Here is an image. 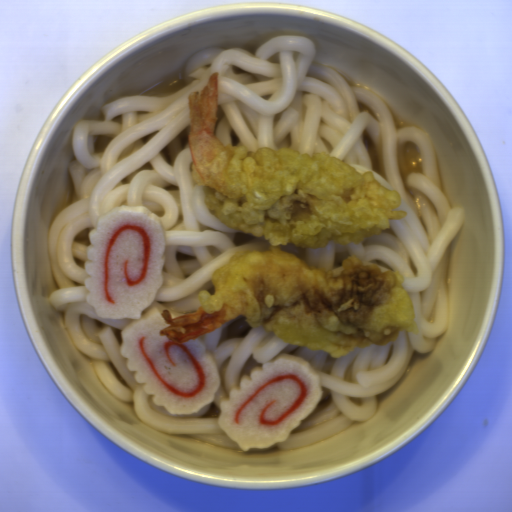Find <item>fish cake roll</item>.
I'll use <instances>...</instances> for the list:
<instances>
[{
    "label": "fish cake roll",
    "instance_id": "2",
    "mask_svg": "<svg viewBox=\"0 0 512 512\" xmlns=\"http://www.w3.org/2000/svg\"><path fill=\"white\" fill-rule=\"evenodd\" d=\"M241 377L219 402L218 425L242 451L283 443L317 406L321 380L310 363L279 354Z\"/></svg>",
    "mask_w": 512,
    "mask_h": 512
},
{
    "label": "fish cake roll",
    "instance_id": "1",
    "mask_svg": "<svg viewBox=\"0 0 512 512\" xmlns=\"http://www.w3.org/2000/svg\"><path fill=\"white\" fill-rule=\"evenodd\" d=\"M82 284L86 304L99 317L128 319L120 352L128 372L157 407L191 415L212 403L221 385L219 368L201 337L168 340L169 326L153 306L164 283L167 241L159 217L146 206H118L100 215L88 234Z\"/></svg>",
    "mask_w": 512,
    "mask_h": 512
}]
</instances>
